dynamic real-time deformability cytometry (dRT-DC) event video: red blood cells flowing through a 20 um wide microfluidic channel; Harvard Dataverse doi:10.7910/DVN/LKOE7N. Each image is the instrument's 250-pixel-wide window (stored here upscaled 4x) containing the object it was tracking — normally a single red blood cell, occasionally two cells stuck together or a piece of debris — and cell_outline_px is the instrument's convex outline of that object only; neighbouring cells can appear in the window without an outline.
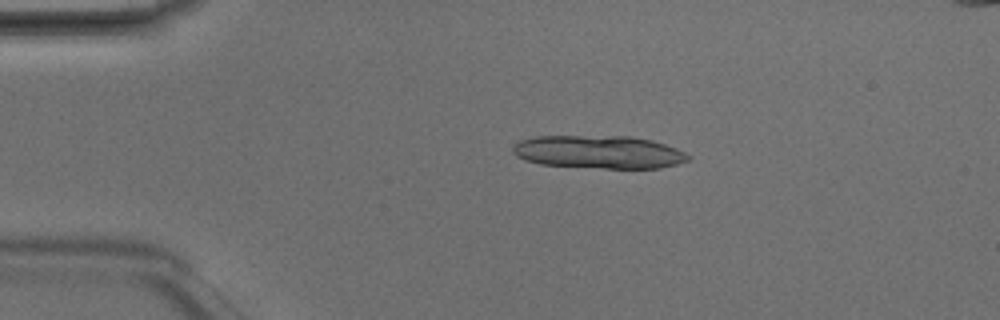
{"species": "Egyptian fruit bat (a non-hibernating species)", "species_latin": "Rousettus aegyptiacus", "temperature_condition": "room temperature", "stored_images_in_passage": 3, "camera_frame_rate_fps": 3000, "um_per_image_px": 0.085, "animal": {"sex": "male"}, "frame": {"image": 1, "passage_image": 2, "time_ms": 0.333, "image_size_px": [1000, 320], "cell_outline_px": [[692, 156], [688, 160], [676, 164], [660, 168], [604, 168], [540, 164], [524, 160], [516, 156], [512, 152], [512, 148], [520, 140], [536, 136], [628, 136], [652, 140], [676, 148]], "centroid_in_image_um": [50.89, 12.92], "position_along_channel_um": 34.1, "area_um2": 33.7}}